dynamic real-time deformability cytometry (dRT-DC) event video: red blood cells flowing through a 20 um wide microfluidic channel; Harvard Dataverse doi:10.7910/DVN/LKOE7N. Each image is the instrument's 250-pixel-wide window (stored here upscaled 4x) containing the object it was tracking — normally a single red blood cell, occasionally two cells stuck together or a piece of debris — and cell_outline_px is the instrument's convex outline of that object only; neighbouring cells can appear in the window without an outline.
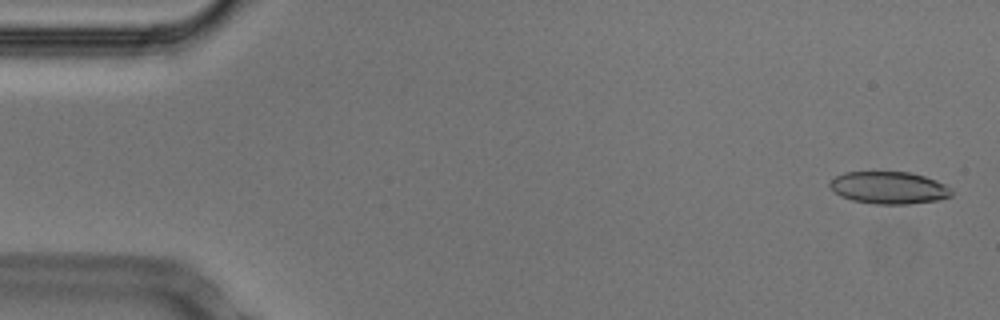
{"species": "Egyptian fruit bat (a non-hibernating species)", "species_latin": "Rousettus aegyptiacus", "temperature_condition": "cold", "stored_images_in_passage": 53, "camera_frame_rate_fps": 3000, "um_per_image_px": 0.085, "animal": {"sex": "male"}, "frame": {"image": 1, "passage_image": 2, "time_ms": 0.333, "image_size_px": [1000, 320], "cell_outline_px": [[952, 196], [940, 200], [908, 204], [876, 204], [852, 200], [840, 196], [828, 184], [836, 176], [844, 172], [908, 172], [924, 176], [936, 180], [952, 188]], "centroid_in_image_um": [75.59, 15.96], "position_along_channel_um": 9.4, "area_um2": 22.89}}
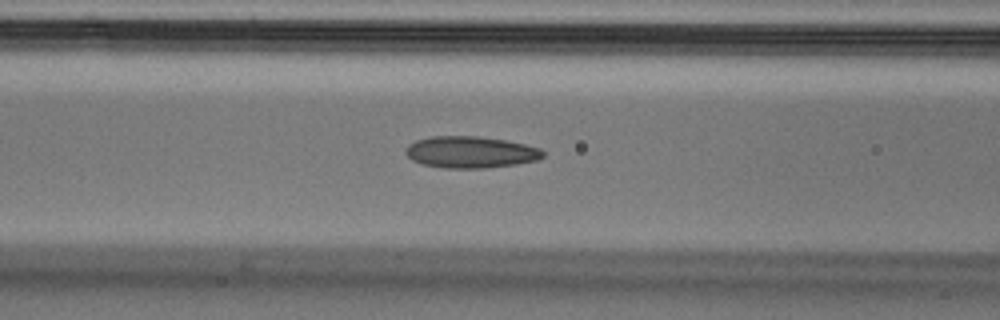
{"frame": {"image": 2, "passage_image": 21, "time_ms": 6.667, "image_size_px": [1000, 320], "cell_outline_px": [[544, 156], [536, 160], [516, 164], [484, 168], [444, 168], [424, 164], [412, 160], [404, 152], [408, 144], [416, 140], [432, 136], [480, 136], [504, 140], [524, 144], [540, 148], [544, 152]], "centroid_in_image_um": [39.98, 12.93], "position_along_channel_um": 126.6, "area_um2": 25.26}}
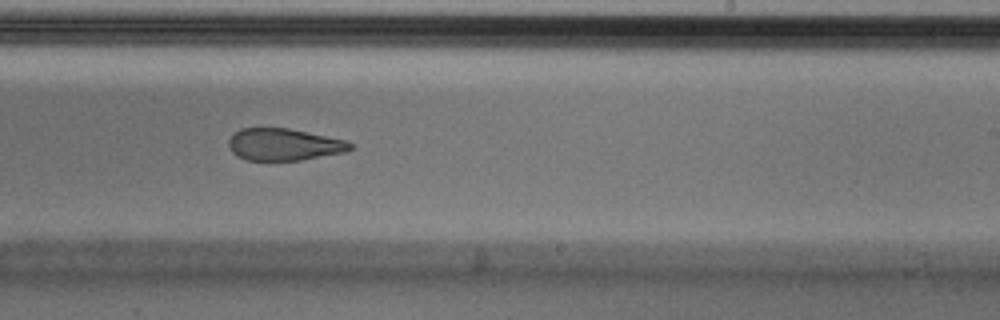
{"frame": {"image": 3, "passage_image": 32, "time_ms": 10.333, "image_size_px": [1000, 320], "cell_outline_px": [[356, 148], [344, 152], [300, 160], [244, 160], [236, 156], [228, 148], [228, 140], [240, 128], [288, 128], [344, 140], [352, 144]], "centroid_in_image_um": [24.1, 12.29], "position_along_channel_um": 264.9, "area_um2": 22.6}, "authors_computed_cell_mechanics": {"area_um2": 24.565, "velocity_mm_per_s": 3.7748, "shape_relaxation_time_tau1_ms": 6.9619, "shape_relaxation_time_tau2_ms": 3.0423, "deformation_change_tau1": 0.1807, "deformation_change_tau2": 0.1243}}